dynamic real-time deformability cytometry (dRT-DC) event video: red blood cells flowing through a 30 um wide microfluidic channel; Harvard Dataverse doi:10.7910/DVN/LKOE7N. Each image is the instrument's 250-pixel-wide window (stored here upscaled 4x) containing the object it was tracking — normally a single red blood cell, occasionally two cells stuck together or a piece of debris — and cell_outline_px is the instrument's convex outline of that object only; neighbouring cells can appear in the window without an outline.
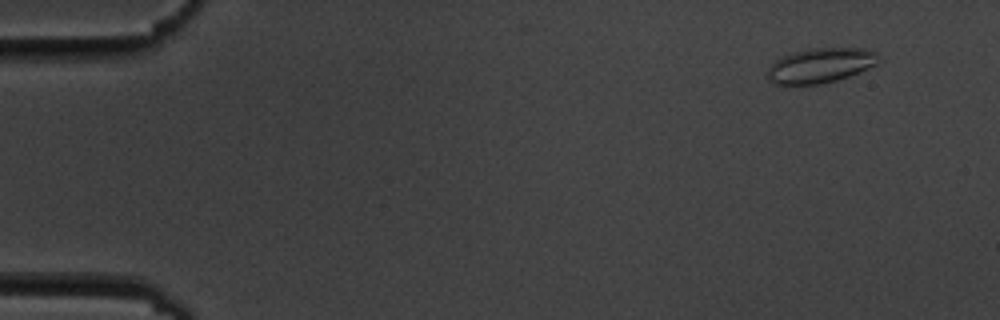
{"species": "common noctule bat (a hibernating species)", "species_latin": "Nyctalus noctula", "temperature_condition": "cold", "stored_images_in_passage": 7, "camera_frame_rate_fps": 3000, "um_per_image_px": 0.085, "animal": {"sex": "male", "body_mass_g": 19.5, "forearm_length_mm": 54.6}, "frame": {"image": 1, "passage_image": 2, "time_ms": 1.0, "image_size_px": [1000, 320], "cell_outline_px": [[880, 56], [876, 64], [848, 76], [836, 80], [820, 84], [772, 84], [764, 76], [768, 68], [776, 60], [784, 56], [796, 52], [812, 48], [864, 48], [876, 52]], "centroid_in_image_um": [69.7, 5.57], "position_along_channel_um": 15.3, "area_um2": 22.37}}
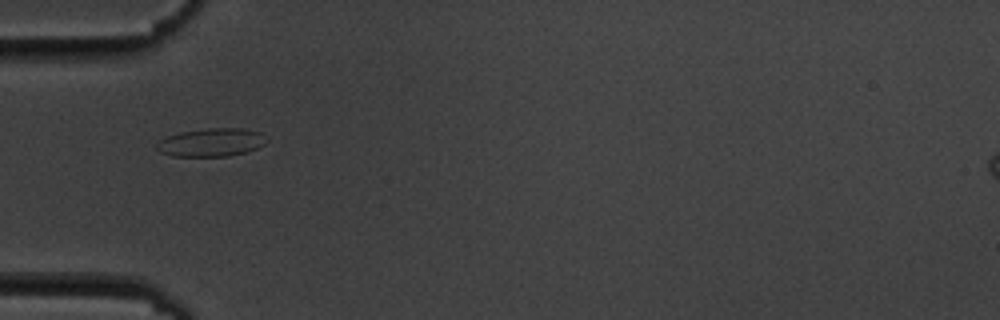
{"frame": {"image": 2, "passage_image": 6, "time_ms": 5.667, "image_size_px": [1000, 320], "cell_outline_px": [[268, 140], [264, 144], [248, 152], [228, 156], [172, 156], [160, 152], [156, 148], [156, 144], [160, 140], [168, 136], [180, 132], [208, 128], [240, 128], [260, 132]], "centroid_in_image_um": [17.96, 12.1], "position_along_channel_um": 67.0, "area_um2": 18.03}}
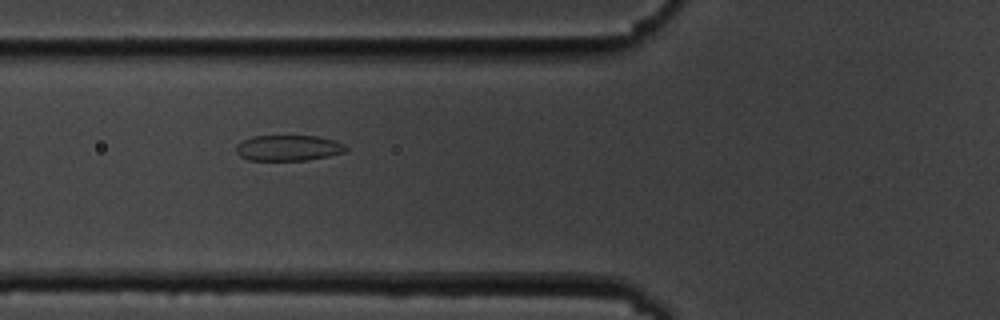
{"frame": {"image": 3, "passage_image": 7, "time_ms": 6.667, "image_size_px": [1000, 320], "cell_outline_px": [[348, 152], [308, 160], [248, 160], [240, 156], [236, 152], [236, 144], [252, 136], [320, 136], [336, 140], [344, 144], [348, 148]], "centroid_in_image_um": [24.55, 12.57], "position_along_channel_um": 101.2, "area_um2": 16.65}}